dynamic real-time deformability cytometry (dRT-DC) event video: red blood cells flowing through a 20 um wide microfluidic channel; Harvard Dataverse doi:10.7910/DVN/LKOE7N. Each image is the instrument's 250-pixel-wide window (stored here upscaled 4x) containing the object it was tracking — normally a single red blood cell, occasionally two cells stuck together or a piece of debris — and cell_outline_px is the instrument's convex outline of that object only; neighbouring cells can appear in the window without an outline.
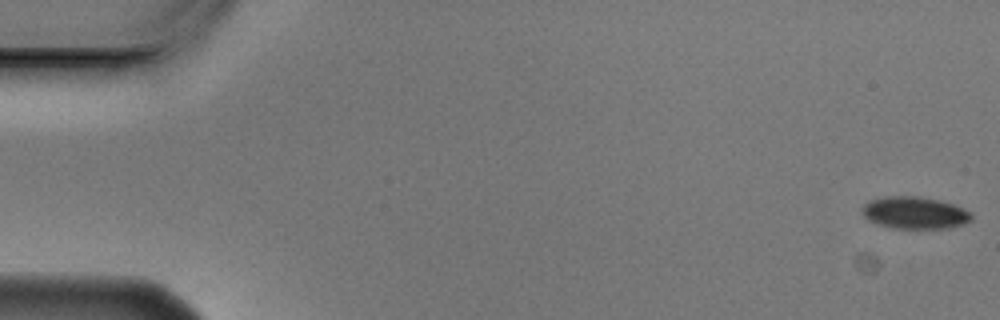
{"species": "Egyptian fruit bat (a non-hibernating species)", "species_latin": "Rousettus aegyptiacus", "temperature_condition": "cold", "stored_images_in_passage": 5, "camera_frame_rate_fps": 3000, "um_per_image_px": 0.085, "animal": {"sex": "male"}, "frame": {"image": 1, "passage_image": 1, "time_ms": 0.0, "image_size_px": [1000, 320], "cell_outline_px": [[972, 220], [964, 224], [948, 228], [892, 228], [868, 220], [860, 212], [860, 208], [868, 200], [884, 196], [916, 196], [936, 200], [952, 204], [964, 208], [972, 212]], "centroid_in_image_um": [77.73, 18.08], "position_along_channel_um": 7.3, "area_um2": 20.58}}
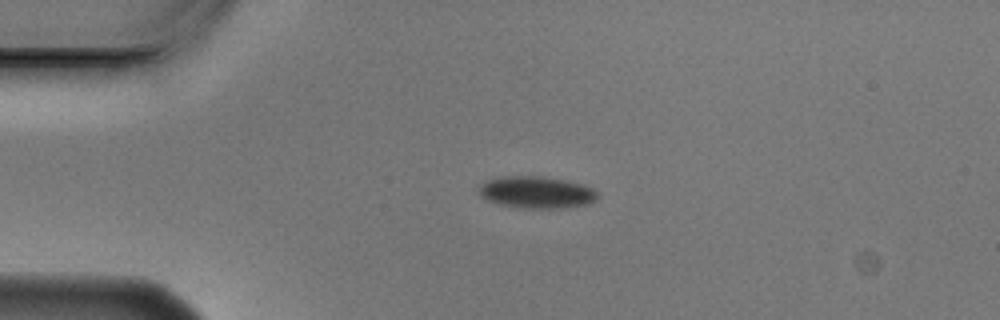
{"frame": {"image": 2, "passage_image": 4, "time_ms": 1.0, "image_size_px": [1000, 320], "cell_outline_px": [[600, 196], [596, 200], [588, 204], [568, 208], [516, 208], [500, 204], [488, 200], [480, 196], [476, 188], [480, 184], [488, 180], [500, 176], [544, 176], [584, 184], [600, 192]], "centroid_in_image_um": [45.62, 16.35], "position_along_channel_um": 39.4, "area_um2": 22.6}}